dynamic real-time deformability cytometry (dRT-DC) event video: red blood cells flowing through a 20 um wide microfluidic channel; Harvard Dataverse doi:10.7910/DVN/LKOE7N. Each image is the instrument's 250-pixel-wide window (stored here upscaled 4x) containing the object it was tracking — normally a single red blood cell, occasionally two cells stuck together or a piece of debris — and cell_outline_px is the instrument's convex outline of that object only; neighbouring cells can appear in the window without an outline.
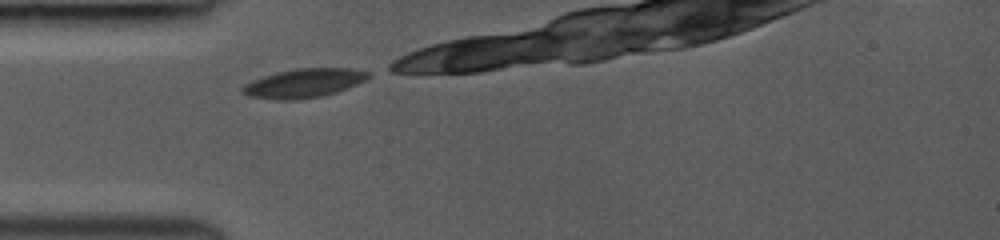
{"species": "common noctule bat (a hibernating species)", "species_latin": "Nyctalus noctula", "temperature_condition": "room temperature", "stored_images_in_passage": 5, "camera_frame_rate_fps": 3000, "um_per_image_px": 0.085, "animal": {"sex": "female", "body_mass_g": 19.0, "forearm_length_mm": 53.3}, "frame": {"image": 1, "passage_image": 1, "time_ms": 0.0, "image_size_px": [1000, 240], "cell_outline_px": [[372, 76], [348, 88], [324, 96], [296, 100], [276, 100], [248, 96], [240, 92], [240, 88], [244, 84], [252, 80], [276, 72], [296, 68], [352, 68], [372, 72]], "centroid_in_image_um": [25.82, 7.07], "position_along_channel_um": 59.2, "area_um2": 21.56}}
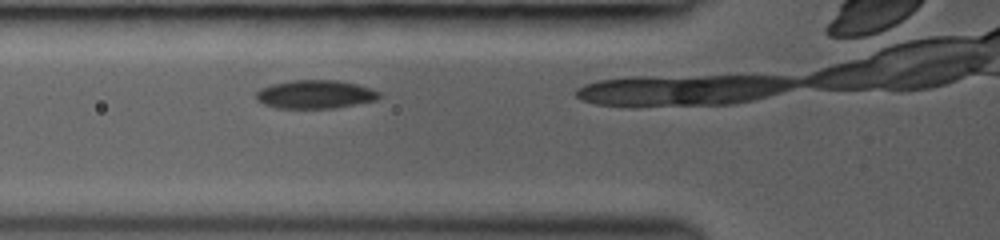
{"frame": {"image": 2, "passage_image": 4, "time_ms": 1.0, "image_size_px": [1000, 240], "cell_outline_px": [[380, 96], [376, 100], [336, 108], [276, 108], [264, 104], [256, 100], [256, 92], [260, 88], [272, 84], [292, 80], [340, 80], [372, 88], [380, 92]], "centroid_in_image_um": [26.79, 8.01], "position_along_channel_um": 99.0, "area_um2": 20.52}}